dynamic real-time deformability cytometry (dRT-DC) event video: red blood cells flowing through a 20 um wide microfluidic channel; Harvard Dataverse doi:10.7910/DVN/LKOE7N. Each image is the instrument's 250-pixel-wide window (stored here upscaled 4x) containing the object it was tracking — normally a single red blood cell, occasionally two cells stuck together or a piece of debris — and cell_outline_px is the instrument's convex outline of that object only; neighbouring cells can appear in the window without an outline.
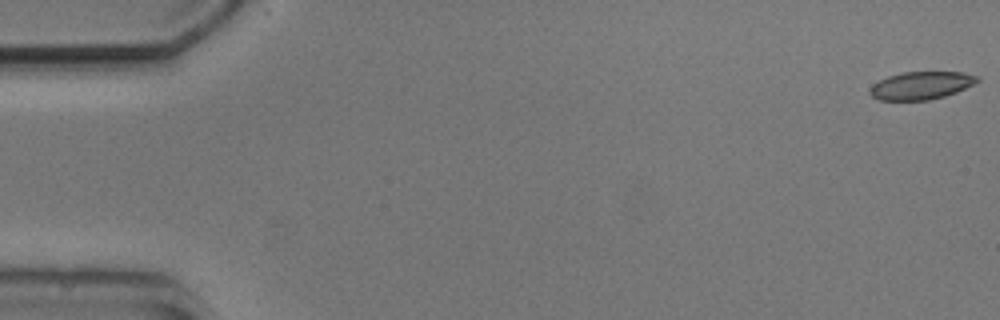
{"species": "common noctule bat (a hibernating species)", "species_latin": "Nyctalus noctula", "temperature_condition": "cold", "stored_images_in_passage": 3, "camera_frame_rate_fps": 3000, "um_per_image_px": 0.085, "animal": {"sex": "male", "body_mass_g": 20.5, "forearm_length_mm": 52.5}, "frame": {"image": 1, "passage_image": 1, "time_ms": 0.0, "image_size_px": [1000, 320], "cell_outline_px": [[980, 80], [956, 92], [944, 96], [928, 100], [880, 100], [872, 96], [868, 92], [872, 84], [888, 76], [900, 72], [964, 72], [980, 76]], "centroid_in_image_um": [78.28, 7.26], "position_along_channel_um": 6.7, "area_um2": 17.4}}